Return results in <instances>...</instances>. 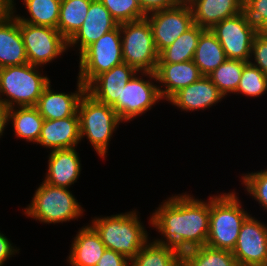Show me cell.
<instances>
[{
	"mask_svg": "<svg viewBox=\"0 0 267 266\" xmlns=\"http://www.w3.org/2000/svg\"><path fill=\"white\" fill-rule=\"evenodd\" d=\"M149 219L163 236L155 239L158 244L171 246L180 253L201 247L206 245L209 234L210 198L204 202L185 193L172 196Z\"/></svg>",
	"mask_w": 267,
	"mask_h": 266,
	"instance_id": "1",
	"label": "cell"
},
{
	"mask_svg": "<svg viewBox=\"0 0 267 266\" xmlns=\"http://www.w3.org/2000/svg\"><path fill=\"white\" fill-rule=\"evenodd\" d=\"M136 211L96 217L90 224L107 249L126 256L130 261L148 242V234Z\"/></svg>",
	"mask_w": 267,
	"mask_h": 266,
	"instance_id": "2",
	"label": "cell"
},
{
	"mask_svg": "<svg viewBox=\"0 0 267 266\" xmlns=\"http://www.w3.org/2000/svg\"><path fill=\"white\" fill-rule=\"evenodd\" d=\"M241 204L235 192L210 196L207 246L229 251L234 249L241 225L250 215Z\"/></svg>",
	"mask_w": 267,
	"mask_h": 266,
	"instance_id": "3",
	"label": "cell"
},
{
	"mask_svg": "<svg viewBox=\"0 0 267 266\" xmlns=\"http://www.w3.org/2000/svg\"><path fill=\"white\" fill-rule=\"evenodd\" d=\"M38 68L29 63L0 68V102L8 109L36 106L44 89L51 83Z\"/></svg>",
	"mask_w": 267,
	"mask_h": 266,
	"instance_id": "4",
	"label": "cell"
},
{
	"mask_svg": "<svg viewBox=\"0 0 267 266\" xmlns=\"http://www.w3.org/2000/svg\"><path fill=\"white\" fill-rule=\"evenodd\" d=\"M77 113L80 138L86 136L96 153L102 158L106 157L112 134L123 121L112 106L97 101L86 91L80 98Z\"/></svg>",
	"mask_w": 267,
	"mask_h": 266,
	"instance_id": "5",
	"label": "cell"
},
{
	"mask_svg": "<svg viewBox=\"0 0 267 266\" xmlns=\"http://www.w3.org/2000/svg\"><path fill=\"white\" fill-rule=\"evenodd\" d=\"M77 201L68 188L43 181L23 212L41 223H63L82 217L85 210Z\"/></svg>",
	"mask_w": 267,
	"mask_h": 266,
	"instance_id": "6",
	"label": "cell"
},
{
	"mask_svg": "<svg viewBox=\"0 0 267 266\" xmlns=\"http://www.w3.org/2000/svg\"><path fill=\"white\" fill-rule=\"evenodd\" d=\"M123 63L137 72H155L159 53L147 18L120 24Z\"/></svg>",
	"mask_w": 267,
	"mask_h": 266,
	"instance_id": "7",
	"label": "cell"
},
{
	"mask_svg": "<svg viewBox=\"0 0 267 266\" xmlns=\"http://www.w3.org/2000/svg\"><path fill=\"white\" fill-rule=\"evenodd\" d=\"M78 79L87 86L95 77L123 63L120 24L79 55Z\"/></svg>",
	"mask_w": 267,
	"mask_h": 266,
	"instance_id": "8",
	"label": "cell"
},
{
	"mask_svg": "<svg viewBox=\"0 0 267 266\" xmlns=\"http://www.w3.org/2000/svg\"><path fill=\"white\" fill-rule=\"evenodd\" d=\"M138 73L150 79L145 80L142 76L139 77ZM152 80L157 83L155 72H137L125 85L121 92V99H117L112 105L122 121H132L135 117L152 109L151 107L160 100H163L159 85L154 84Z\"/></svg>",
	"mask_w": 267,
	"mask_h": 266,
	"instance_id": "9",
	"label": "cell"
},
{
	"mask_svg": "<svg viewBox=\"0 0 267 266\" xmlns=\"http://www.w3.org/2000/svg\"><path fill=\"white\" fill-rule=\"evenodd\" d=\"M210 30L220 42L227 59L250 62L258 29L250 22L245 11L222 20Z\"/></svg>",
	"mask_w": 267,
	"mask_h": 266,
	"instance_id": "10",
	"label": "cell"
},
{
	"mask_svg": "<svg viewBox=\"0 0 267 266\" xmlns=\"http://www.w3.org/2000/svg\"><path fill=\"white\" fill-rule=\"evenodd\" d=\"M28 63L41 67L68 50V41L55 28L19 21Z\"/></svg>",
	"mask_w": 267,
	"mask_h": 266,
	"instance_id": "11",
	"label": "cell"
},
{
	"mask_svg": "<svg viewBox=\"0 0 267 266\" xmlns=\"http://www.w3.org/2000/svg\"><path fill=\"white\" fill-rule=\"evenodd\" d=\"M146 18L151 25L158 53L194 25L188 3H178L172 8L151 12L146 15Z\"/></svg>",
	"mask_w": 267,
	"mask_h": 266,
	"instance_id": "12",
	"label": "cell"
},
{
	"mask_svg": "<svg viewBox=\"0 0 267 266\" xmlns=\"http://www.w3.org/2000/svg\"><path fill=\"white\" fill-rule=\"evenodd\" d=\"M232 254L240 266H266L267 225L249 215L241 225Z\"/></svg>",
	"mask_w": 267,
	"mask_h": 266,
	"instance_id": "13",
	"label": "cell"
},
{
	"mask_svg": "<svg viewBox=\"0 0 267 266\" xmlns=\"http://www.w3.org/2000/svg\"><path fill=\"white\" fill-rule=\"evenodd\" d=\"M118 25L100 0H92L84 23L68 41V47L79 44L77 46L81 54L89 45L114 30Z\"/></svg>",
	"mask_w": 267,
	"mask_h": 266,
	"instance_id": "14",
	"label": "cell"
},
{
	"mask_svg": "<svg viewBox=\"0 0 267 266\" xmlns=\"http://www.w3.org/2000/svg\"><path fill=\"white\" fill-rule=\"evenodd\" d=\"M135 73L137 71L127 63L114 66L95 77L86 86V92L97 101L112 106L121 99L123 88Z\"/></svg>",
	"mask_w": 267,
	"mask_h": 266,
	"instance_id": "15",
	"label": "cell"
},
{
	"mask_svg": "<svg viewBox=\"0 0 267 266\" xmlns=\"http://www.w3.org/2000/svg\"><path fill=\"white\" fill-rule=\"evenodd\" d=\"M224 95L208 76H202L195 83L180 89L169 100L182 111H197L210 108L222 101Z\"/></svg>",
	"mask_w": 267,
	"mask_h": 266,
	"instance_id": "16",
	"label": "cell"
},
{
	"mask_svg": "<svg viewBox=\"0 0 267 266\" xmlns=\"http://www.w3.org/2000/svg\"><path fill=\"white\" fill-rule=\"evenodd\" d=\"M155 75L157 83H162L159 91L162 99L166 101L180 89L195 83L203 76L193 60L180 63H157Z\"/></svg>",
	"mask_w": 267,
	"mask_h": 266,
	"instance_id": "17",
	"label": "cell"
},
{
	"mask_svg": "<svg viewBox=\"0 0 267 266\" xmlns=\"http://www.w3.org/2000/svg\"><path fill=\"white\" fill-rule=\"evenodd\" d=\"M79 142H81L80 125L76 112L73 116L62 119H44L37 144L53 151L77 147Z\"/></svg>",
	"mask_w": 267,
	"mask_h": 266,
	"instance_id": "18",
	"label": "cell"
},
{
	"mask_svg": "<svg viewBox=\"0 0 267 266\" xmlns=\"http://www.w3.org/2000/svg\"><path fill=\"white\" fill-rule=\"evenodd\" d=\"M15 9L12 0V13L0 20V68L28 63L19 20L14 15Z\"/></svg>",
	"mask_w": 267,
	"mask_h": 266,
	"instance_id": "19",
	"label": "cell"
},
{
	"mask_svg": "<svg viewBox=\"0 0 267 266\" xmlns=\"http://www.w3.org/2000/svg\"><path fill=\"white\" fill-rule=\"evenodd\" d=\"M77 90L66 94L51 90V84L44 89L36 108L45 120L62 119L73 116L77 112L80 98L86 91V86L77 79Z\"/></svg>",
	"mask_w": 267,
	"mask_h": 266,
	"instance_id": "20",
	"label": "cell"
},
{
	"mask_svg": "<svg viewBox=\"0 0 267 266\" xmlns=\"http://www.w3.org/2000/svg\"><path fill=\"white\" fill-rule=\"evenodd\" d=\"M80 161L75 147L50 151L44 182L69 188L80 176Z\"/></svg>",
	"mask_w": 267,
	"mask_h": 266,
	"instance_id": "21",
	"label": "cell"
},
{
	"mask_svg": "<svg viewBox=\"0 0 267 266\" xmlns=\"http://www.w3.org/2000/svg\"><path fill=\"white\" fill-rule=\"evenodd\" d=\"M188 4L194 24L204 29L244 11V0H191Z\"/></svg>",
	"mask_w": 267,
	"mask_h": 266,
	"instance_id": "22",
	"label": "cell"
},
{
	"mask_svg": "<svg viewBox=\"0 0 267 266\" xmlns=\"http://www.w3.org/2000/svg\"><path fill=\"white\" fill-rule=\"evenodd\" d=\"M106 249L96 230L83 226L74 237L67 262L70 266H96Z\"/></svg>",
	"mask_w": 267,
	"mask_h": 266,
	"instance_id": "23",
	"label": "cell"
},
{
	"mask_svg": "<svg viewBox=\"0 0 267 266\" xmlns=\"http://www.w3.org/2000/svg\"><path fill=\"white\" fill-rule=\"evenodd\" d=\"M224 50L210 29H205L198 40L193 62L203 76H208L225 60Z\"/></svg>",
	"mask_w": 267,
	"mask_h": 266,
	"instance_id": "24",
	"label": "cell"
},
{
	"mask_svg": "<svg viewBox=\"0 0 267 266\" xmlns=\"http://www.w3.org/2000/svg\"><path fill=\"white\" fill-rule=\"evenodd\" d=\"M10 108L8 120L12 121L14 135L28 142L37 143L44 123V118L35 106Z\"/></svg>",
	"mask_w": 267,
	"mask_h": 266,
	"instance_id": "25",
	"label": "cell"
},
{
	"mask_svg": "<svg viewBox=\"0 0 267 266\" xmlns=\"http://www.w3.org/2000/svg\"><path fill=\"white\" fill-rule=\"evenodd\" d=\"M204 30L194 24L159 53L158 63H180L193 60L199 37Z\"/></svg>",
	"mask_w": 267,
	"mask_h": 266,
	"instance_id": "26",
	"label": "cell"
},
{
	"mask_svg": "<svg viewBox=\"0 0 267 266\" xmlns=\"http://www.w3.org/2000/svg\"><path fill=\"white\" fill-rule=\"evenodd\" d=\"M181 255L171 246L148 241L131 260L130 266H180Z\"/></svg>",
	"mask_w": 267,
	"mask_h": 266,
	"instance_id": "27",
	"label": "cell"
},
{
	"mask_svg": "<svg viewBox=\"0 0 267 266\" xmlns=\"http://www.w3.org/2000/svg\"><path fill=\"white\" fill-rule=\"evenodd\" d=\"M180 266H240L232 251L203 245L181 255Z\"/></svg>",
	"mask_w": 267,
	"mask_h": 266,
	"instance_id": "28",
	"label": "cell"
},
{
	"mask_svg": "<svg viewBox=\"0 0 267 266\" xmlns=\"http://www.w3.org/2000/svg\"><path fill=\"white\" fill-rule=\"evenodd\" d=\"M92 0H61L57 30L69 41L84 23Z\"/></svg>",
	"mask_w": 267,
	"mask_h": 266,
	"instance_id": "29",
	"label": "cell"
},
{
	"mask_svg": "<svg viewBox=\"0 0 267 266\" xmlns=\"http://www.w3.org/2000/svg\"><path fill=\"white\" fill-rule=\"evenodd\" d=\"M30 18L16 15V18L28 24L48 26L57 29L61 0H22Z\"/></svg>",
	"mask_w": 267,
	"mask_h": 266,
	"instance_id": "30",
	"label": "cell"
},
{
	"mask_svg": "<svg viewBox=\"0 0 267 266\" xmlns=\"http://www.w3.org/2000/svg\"><path fill=\"white\" fill-rule=\"evenodd\" d=\"M246 63L242 60L226 59L208 77L224 96L228 95V93L235 94Z\"/></svg>",
	"mask_w": 267,
	"mask_h": 266,
	"instance_id": "31",
	"label": "cell"
},
{
	"mask_svg": "<svg viewBox=\"0 0 267 266\" xmlns=\"http://www.w3.org/2000/svg\"><path fill=\"white\" fill-rule=\"evenodd\" d=\"M266 91L267 75L250 62H247L243 67L242 75L235 93L255 98L265 94Z\"/></svg>",
	"mask_w": 267,
	"mask_h": 266,
	"instance_id": "32",
	"label": "cell"
},
{
	"mask_svg": "<svg viewBox=\"0 0 267 266\" xmlns=\"http://www.w3.org/2000/svg\"><path fill=\"white\" fill-rule=\"evenodd\" d=\"M118 23H126L146 18L138 0H100Z\"/></svg>",
	"mask_w": 267,
	"mask_h": 266,
	"instance_id": "33",
	"label": "cell"
},
{
	"mask_svg": "<svg viewBox=\"0 0 267 266\" xmlns=\"http://www.w3.org/2000/svg\"><path fill=\"white\" fill-rule=\"evenodd\" d=\"M241 179L248 194L267 210V169L245 174Z\"/></svg>",
	"mask_w": 267,
	"mask_h": 266,
	"instance_id": "34",
	"label": "cell"
},
{
	"mask_svg": "<svg viewBox=\"0 0 267 266\" xmlns=\"http://www.w3.org/2000/svg\"><path fill=\"white\" fill-rule=\"evenodd\" d=\"M244 11L258 29L267 21V0H244Z\"/></svg>",
	"mask_w": 267,
	"mask_h": 266,
	"instance_id": "35",
	"label": "cell"
},
{
	"mask_svg": "<svg viewBox=\"0 0 267 266\" xmlns=\"http://www.w3.org/2000/svg\"><path fill=\"white\" fill-rule=\"evenodd\" d=\"M250 63L259 68L264 74L267 75V38L261 36L259 33L255 36L251 49Z\"/></svg>",
	"mask_w": 267,
	"mask_h": 266,
	"instance_id": "36",
	"label": "cell"
},
{
	"mask_svg": "<svg viewBox=\"0 0 267 266\" xmlns=\"http://www.w3.org/2000/svg\"><path fill=\"white\" fill-rule=\"evenodd\" d=\"M131 262L126 256L106 249L96 266H130Z\"/></svg>",
	"mask_w": 267,
	"mask_h": 266,
	"instance_id": "37",
	"label": "cell"
},
{
	"mask_svg": "<svg viewBox=\"0 0 267 266\" xmlns=\"http://www.w3.org/2000/svg\"><path fill=\"white\" fill-rule=\"evenodd\" d=\"M138 2L146 15L157 10L172 8L178 4L177 0H138Z\"/></svg>",
	"mask_w": 267,
	"mask_h": 266,
	"instance_id": "38",
	"label": "cell"
},
{
	"mask_svg": "<svg viewBox=\"0 0 267 266\" xmlns=\"http://www.w3.org/2000/svg\"><path fill=\"white\" fill-rule=\"evenodd\" d=\"M12 246L10 239L0 232V266L7 261V259L11 258L12 255H15L20 249Z\"/></svg>",
	"mask_w": 267,
	"mask_h": 266,
	"instance_id": "39",
	"label": "cell"
},
{
	"mask_svg": "<svg viewBox=\"0 0 267 266\" xmlns=\"http://www.w3.org/2000/svg\"><path fill=\"white\" fill-rule=\"evenodd\" d=\"M8 108L0 102V138L4 133L5 127L9 124Z\"/></svg>",
	"mask_w": 267,
	"mask_h": 266,
	"instance_id": "40",
	"label": "cell"
},
{
	"mask_svg": "<svg viewBox=\"0 0 267 266\" xmlns=\"http://www.w3.org/2000/svg\"><path fill=\"white\" fill-rule=\"evenodd\" d=\"M12 13V0H0V20Z\"/></svg>",
	"mask_w": 267,
	"mask_h": 266,
	"instance_id": "41",
	"label": "cell"
},
{
	"mask_svg": "<svg viewBox=\"0 0 267 266\" xmlns=\"http://www.w3.org/2000/svg\"><path fill=\"white\" fill-rule=\"evenodd\" d=\"M258 33L267 38V21L264 22L259 28H258Z\"/></svg>",
	"mask_w": 267,
	"mask_h": 266,
	"instance_id": "42",
	"label": "cell"
},
{
	"mask_svg": "<svg viewBox=\"0 0 267 266\" xmlns=\"http://www.w3.org/2000/svg\"><path fill=\"white\" fill-rule=\"evenodd\" d=\"M178 3H189L191 0H177Z\"/></svg>",
	"mask_w": 267,
	"mask_h": 266,
	"instance_id": "43",
	"label": "cell"
}]
</instances>
